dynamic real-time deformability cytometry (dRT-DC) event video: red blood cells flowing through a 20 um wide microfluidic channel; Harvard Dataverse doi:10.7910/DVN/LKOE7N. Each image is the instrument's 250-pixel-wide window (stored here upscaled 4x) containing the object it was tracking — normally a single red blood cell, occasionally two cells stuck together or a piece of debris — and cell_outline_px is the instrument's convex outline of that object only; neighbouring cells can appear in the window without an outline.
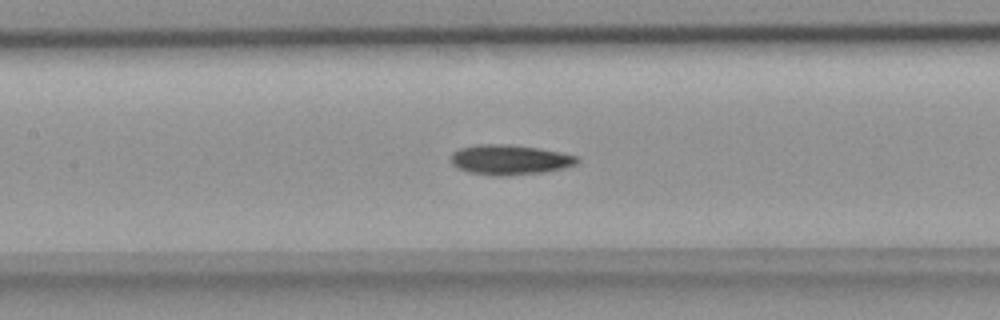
{"species": "common noctule bat (a hibernating species)", "species_latin": "Nyctalus noctula", "temperature_condition": "room temperature", "stored_images_in_passage": 50, "camera_frame_rate_fps": 3000, "um_per_image_px": 0.085, "animal": {"sex": "female", "body_mass_g": 18.4}, "frame": {"image": 1, "passage_image": 23, "time_ms": 7.333, "image_size_px": [1000, 320], "cell_outline_px": [[580, 160], [576, 164], [564, 168], [544, 172], [504, 176], [492, 176], [468, 172], [452, 164], [452, 152], [460, 148], [476, 144], [508, 144], [540, 148], [560, 152], [576, 156]], "centroid_in_image_um": [43.33, 13.57], "position_along_channel_um": 164.1, "area_um2": 22.14}}
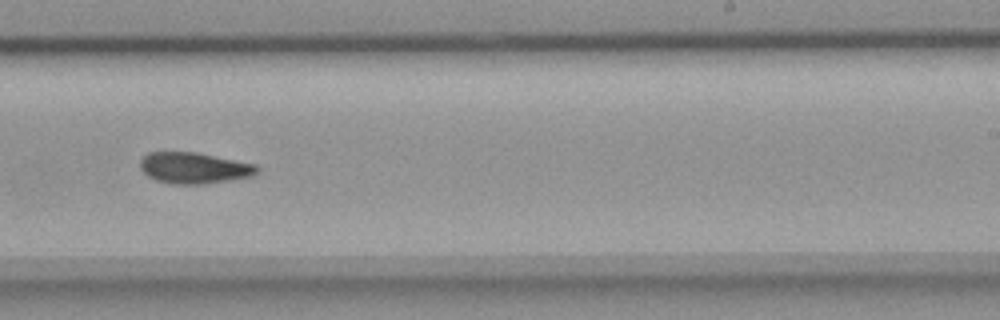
{"frame": {"image": 2, "passage_image": 31, "time_ms": 10.0, "image_size_px": [1000, 320], "cell_outline_px": [[260, 168], [252, 176], [228, 180], [200, 184], [172, 184], [156, 180], [148, 176], [140, 168], [140, 160], [148, 152], [196, 152], [256, 164]], "centroid_in_image_um": [16.48, 14.27], "position_along_channel_um": 272.5, "area_um2": 21.1}}
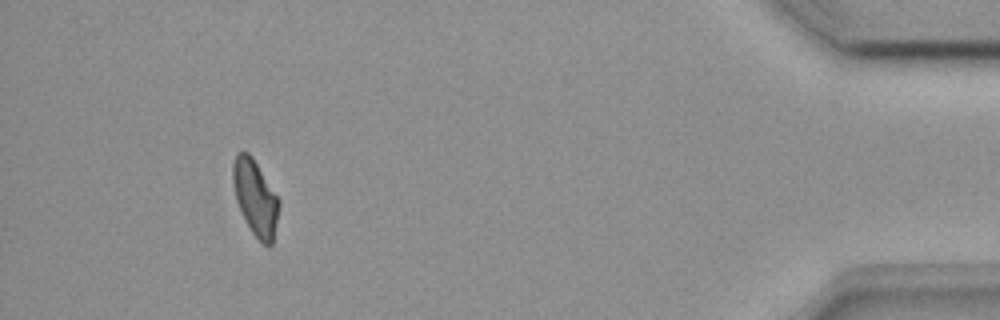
{"frame": {"image": 3, "passage_image": 46, "time_ms": 15.0, "image_size_px": [1000, 320], "cell_outline_px": [[280, 204], [272, 244], [268, 248], [252, 232], [236, 200], [232, 180], [232, 164], [236, 152], [248, 152], [252, 156], [280, 200]], "centroid_in_image_um": [21.7, 16.77], "position_along_channel_um": 413.5, "area_um2": 20.06}}